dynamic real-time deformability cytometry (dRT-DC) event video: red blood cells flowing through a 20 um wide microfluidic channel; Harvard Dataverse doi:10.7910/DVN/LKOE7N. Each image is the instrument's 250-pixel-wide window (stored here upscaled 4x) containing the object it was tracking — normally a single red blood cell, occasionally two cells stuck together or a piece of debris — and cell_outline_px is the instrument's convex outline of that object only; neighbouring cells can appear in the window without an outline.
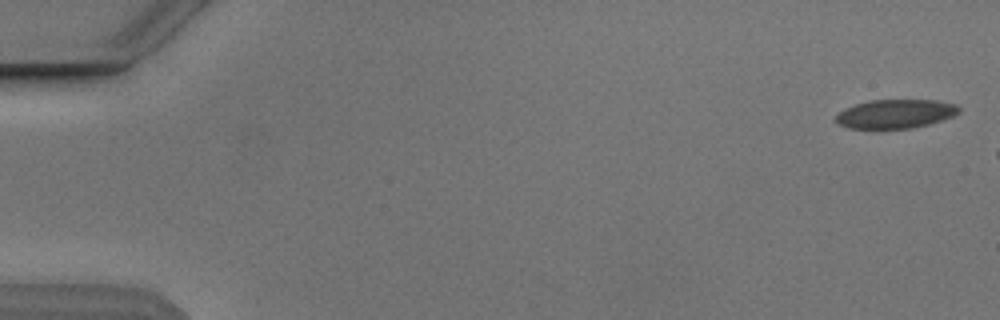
{"species": "Egyptian fruit bat (a non-hibernating species)", "species_latin": "Rousettus aegyptiacus", "temperature_condition": "cold", "stored_images_in_passage": 6, "camera_frame_rate_fps": 3000, "um_per_image_px": 0.085, "animal": {"sex": "male"}, "frame": {"image": 1, "passage_image": 1, "time_ms": 0.0, "image_size_px": [1000, 320], "cell_outline_px": [[960, 112], [952, 116], [928, 124], [912, 128], [848, 128], [832, 120], [844, 108], [856, 104], [872, 100], [936, 100], [956, 104], [960, 108]], "centroid_in_image_um": [76.1, 9.67], "position_along_channel_um": 8.9, "area_um2": 20.58}}
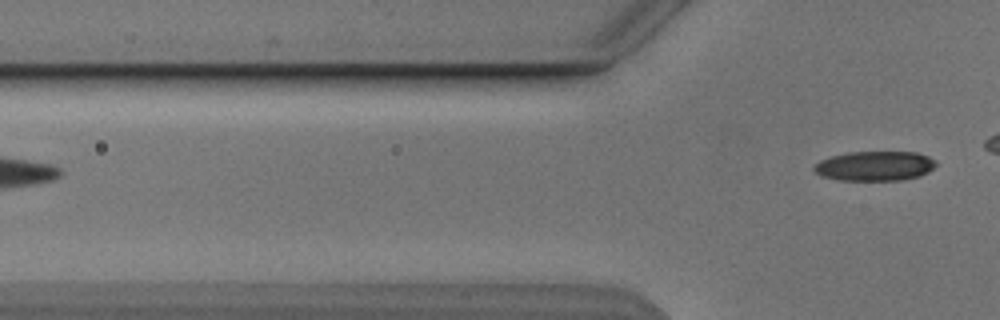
{"frame": {"image": 2, "passage_image": 6, "time_ms": 7.0, "image_size_px": [1000, 320], "cell_outline_px": [[936, 164], [928, 172], [920, 176], [900, 180], [840, 180], [824, 176], [816, 172], [812, 168], [820, 160], [832, 156], [848, 152], [916, 152], [928, 156], [936, 160]], "centroid_in_image_um": [74.38, 14.1], "position_along_channel_um": 51.4, "area_um2": 20.92}}